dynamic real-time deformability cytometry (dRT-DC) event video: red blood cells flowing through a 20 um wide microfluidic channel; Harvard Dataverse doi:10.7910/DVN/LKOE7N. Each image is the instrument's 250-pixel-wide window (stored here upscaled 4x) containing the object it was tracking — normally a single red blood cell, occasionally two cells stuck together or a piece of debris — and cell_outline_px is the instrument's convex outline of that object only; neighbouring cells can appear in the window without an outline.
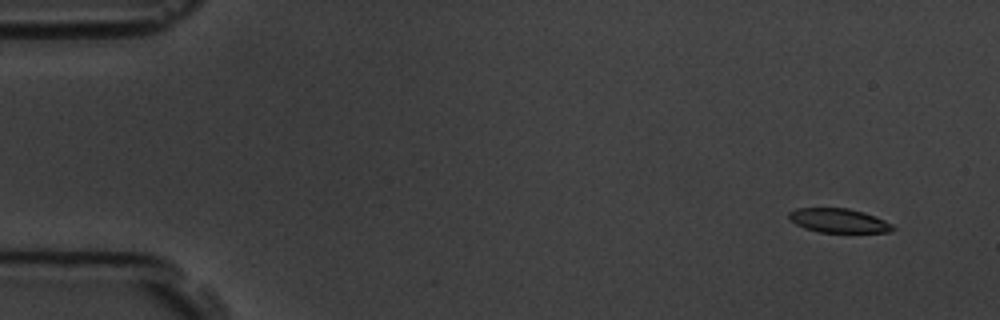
{"species": "common noctule bat (a hibernating species)", "species_latin": "Nyctalus noctula", "temperature_condition": "room temperature", "stored_images_in_passage": 5, "camera_frame_rate_fps": 3000, "um_per_image_px": 0.085, "animal": {"sex": "male", "body_mass_g": 19.5, "forearm_length_mm": 54.6}, "frame": {"image": 1, "passage_image": 1, "time_ms": 0.0, "image_size_px": [1000, 320], "cell_outline_px": [[896, 228], [888, 232], [820, 232], [804, 228], [796, 224], [788, 216], [788, 212], [796, 208], [848, 208], [864, 212], [876, 216], [892, 224]], "centroid_in_image_um": [71.29, 18.74], "position_along_channel_um": 13.7, "area_um2": 14.57}}
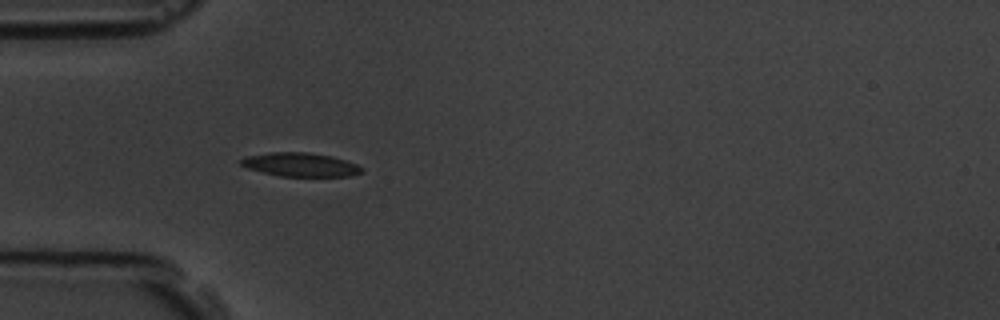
{"frame": {"image": 2, "passage_image": 5, "time_ms": 4.333, "image_size_px": [1000, 320], "cell_outline_px": [[364, 172], [352, 176], [280, 176], [248, 168], [240, 164], [240, 160], [248, 156], [272, 152], [308, 152], [332, 156], [356, 164], [364, 168]], "centroid_in_image_um": [25.59, 13.99], "position_along_channel_um": 59.4, "area_um2": 16.59}}